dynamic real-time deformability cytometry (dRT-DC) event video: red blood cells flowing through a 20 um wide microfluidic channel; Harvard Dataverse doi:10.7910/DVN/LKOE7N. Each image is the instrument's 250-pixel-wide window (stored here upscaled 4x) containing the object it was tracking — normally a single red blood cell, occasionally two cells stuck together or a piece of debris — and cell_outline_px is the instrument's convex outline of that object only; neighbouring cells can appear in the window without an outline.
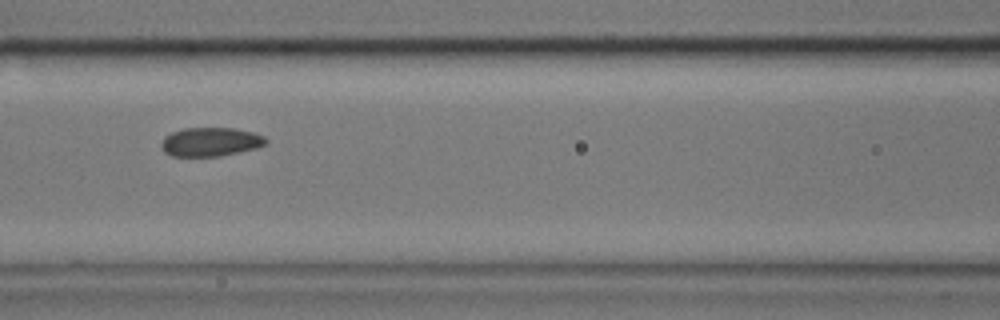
{"species": "common noctule bat (a hibernating species)", "species_latin": "Nyctalus noctula", "temperature_condition": "cold", "stored_images_in_passage": 12, "camera_frame_rate_fps": 3000, "um_per_image_px": 0.085, "animal": {"sex": "male", "body_mass_g": 17.9}, "frame": {"image": 1, "passage_image": 4, "time_ms": 1.0, "image_size_px": [1000, 320], "cell_outline_px": [[268, 144], [256, 148], [240, 152], [220, 156], [172, 156], [164, 152], [160, 144], [164, 136], [172, 132], [184, 128], [236, 128], [252, 132], [264, 136], [268, 140]], "centroid_in_image_um": [17.91, 12.06], "position_along_channel_um": 148.7, "area_um2": 17.74}}
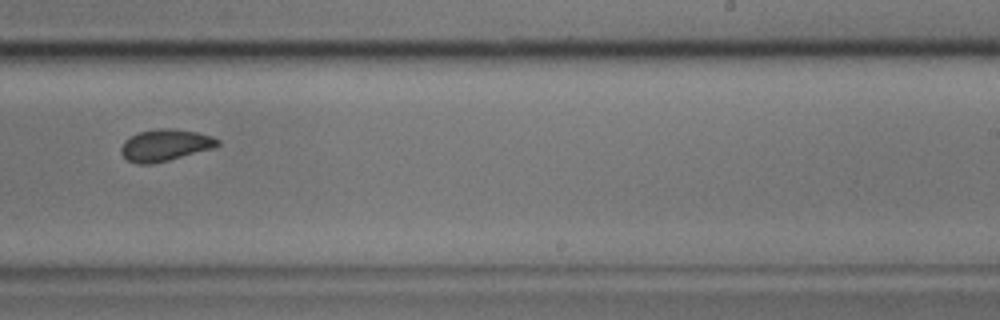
{"frame": {"image": 2, "passage_image": 7, "time_ms": 2.0, "image_size_px": [1000, 320], "cell_outline_px": [[220, 144], [212, 148], [168, 160], [152, 164], [136, 164], [128, 160], [120, 152], [120, 148], [124, 140], [128, 136], [140, 132], [160, 128], [168, 128], [196, 132], [212, 136], [220, 140]], "centroid_in_image_um": [14.0, 12.34], "position_along_channel_um": 275.0, "area_um2": 17.74}}
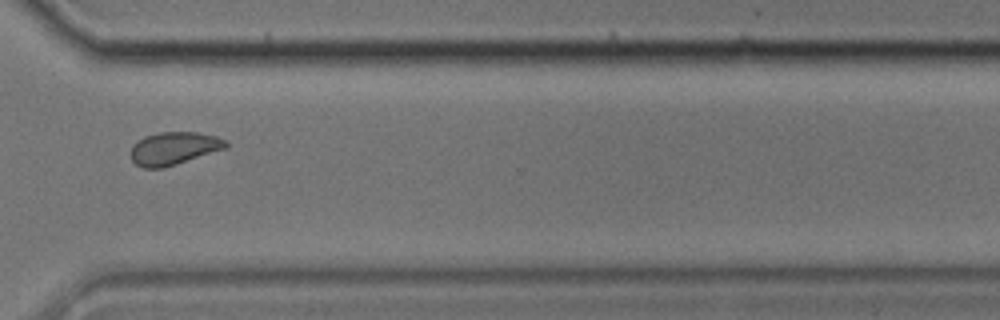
{"frame": {"image": 3, "passage_image": 9, "time_ms": 2.667, "image_size_px": [1000, 320], "cell_outline_px": [[228, 148], [164, 168], [144, 168], [136, 164], [132, 160], [132, 144], [144, 136], [160, 132], [196, 132], [216, 136], [224, 140], [228, 144]], "centroid_in_image_um": [14.79, 12.61], "position_along_channel_um": 355.8, "area_um2": 18.21}}